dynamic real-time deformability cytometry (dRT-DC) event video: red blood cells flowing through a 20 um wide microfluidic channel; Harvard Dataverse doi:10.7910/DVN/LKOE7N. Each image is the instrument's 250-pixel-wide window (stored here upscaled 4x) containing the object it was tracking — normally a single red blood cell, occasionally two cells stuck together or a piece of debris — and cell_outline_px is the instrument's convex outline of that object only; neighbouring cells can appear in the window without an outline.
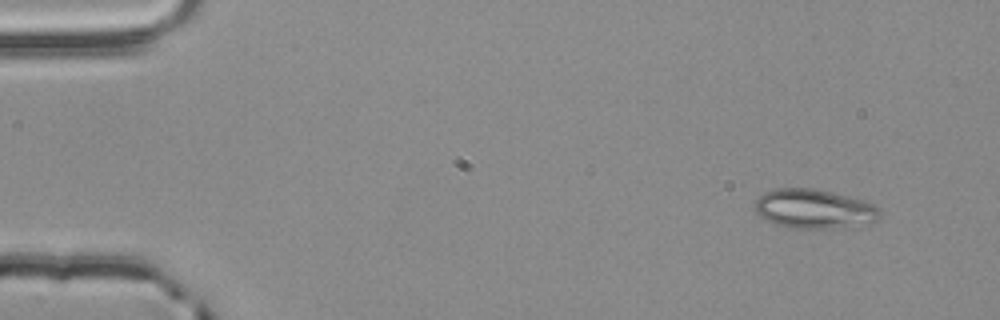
{"species": "common noctule bat (a hibernating species)", "species_latin": "Nyctalus noctula", "temperature_condition": "room temperature", "stored_images_in_passage": 5, "camera_frame_rate_fps": 3000, "um_per_image_px": 0.085, "animal": {"sex": "male", "body_mass_g": 20.4}, "frame": {"image": 1, "passage_image": 1, "time_ms": 0.0, "image_size_px": [1000, 320], "cell_outline_px": [[880, 216], [872, 224], [836, 228], [796, 228], [776, 224], [764, 220], [756, 212], [756, 200], [764, 192], [776, 188], [812, 188], [832, 192], [864, 200], [876, 204], [880, 208]], "centroid_in_image_um": [69.25, 17.76], "position_along_channel_um": 15.7, "area_um2": 28.84}}
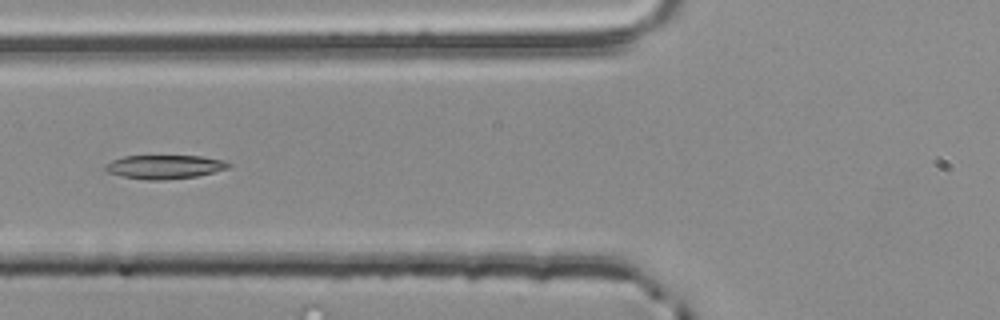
{"frame": {"image": 2, "passage_image": 5, "time_ms": 1.333, "image_size_px": [1000, 320], "cell_outline_px": [[232, 164], [228, 168], [196, 176], [164, 180], [148, 180], [120, 176], [108, 172], [104, 168], [104, 164], [112, 160], [124, 156], [200, 156], [224, 160]], "centroid_in_image_um": [13.96, 14.18], "position_along_channel_um": 111.8, "area_um2": 17.05}}